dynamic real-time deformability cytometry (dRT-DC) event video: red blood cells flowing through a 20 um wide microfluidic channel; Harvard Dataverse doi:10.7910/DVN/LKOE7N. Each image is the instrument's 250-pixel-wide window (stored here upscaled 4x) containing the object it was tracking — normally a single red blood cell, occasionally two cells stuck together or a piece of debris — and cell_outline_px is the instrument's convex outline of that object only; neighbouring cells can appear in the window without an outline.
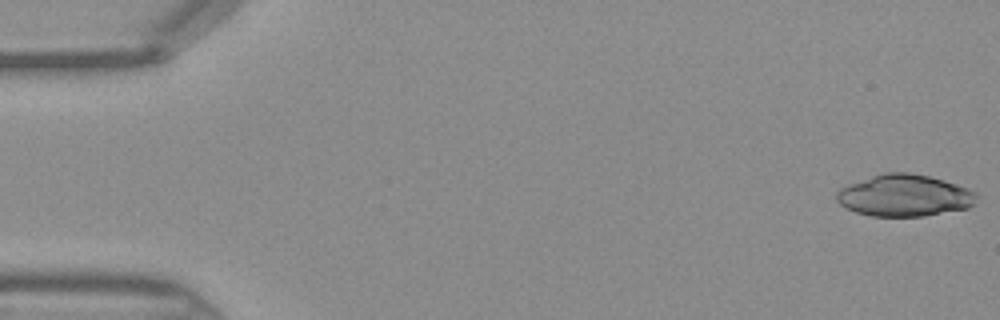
{"species": "Egyptian fruit bat (a non-hibernating species)", "species_latin": "Rousettus aegyptiacus", "temperature_condition": "warm", "stored_images_in_passage": 13, "camera_frame_rate_fps": 3000, "um_per_image_px": 0.085, "frame": {"image": 1, "passage_image": 1, "time_ms": 0.0, "image_size_px": [1000, 320], "cell_outline_px": [[976, 196], [972, 204], [968, 208], [924, 216], [872, 216], [856, 212], [840, 204], [836, 200], [836, 192], [840, 188], [848, 184], [884, 172], [912, 172], [944, 180], [968, 188], [976, 192]], "centroid_in_image_um": [76.86, 16.61], "position_along_channel_um": 8.1, "area_um2": 33.99}}